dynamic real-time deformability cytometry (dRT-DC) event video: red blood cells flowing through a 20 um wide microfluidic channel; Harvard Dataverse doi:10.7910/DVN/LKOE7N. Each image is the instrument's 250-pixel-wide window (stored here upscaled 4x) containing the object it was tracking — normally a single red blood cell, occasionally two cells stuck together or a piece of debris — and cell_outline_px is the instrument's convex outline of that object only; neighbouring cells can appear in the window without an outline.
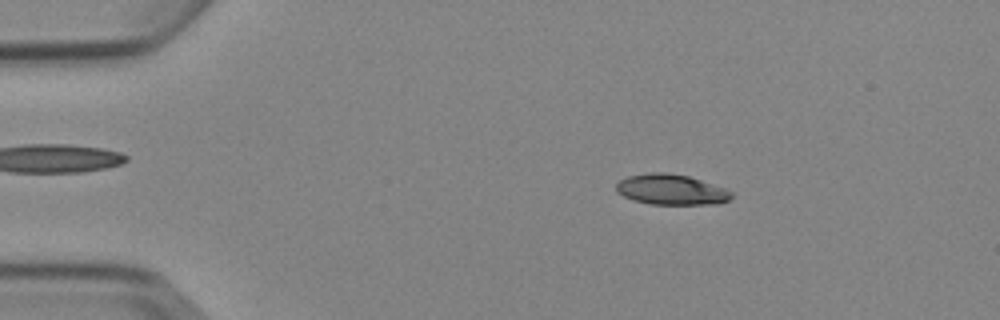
{"species": "Egyptian fruit bat (a non-hibernating species)", "species_latin": "Rousettus aegyptiacus", "temperature_condition": "cold", "stored_images_in_passage": 4, "camera_frame_rate_fps": 3000, "um_per_image_px": 0.085, "animal": {"sex": "female"}, "frame": {"image": 1, "passage_image": 2, "time_ms": 1.0, "image_size_px": [1000, 320], "cell_outline_px": [[732, 196], [728, 200], [720, 204], [652, 204], [632, 200], [616, 192], [616, 184], [620, 180], [628, 176], [652, 172], [668, 172], [688, 176], [724, 188], [732, 192]], "centroid_in_image_um": [57.03, 16.11], "position_along_channel_um": 28.0, "area_um2": 20.4}}
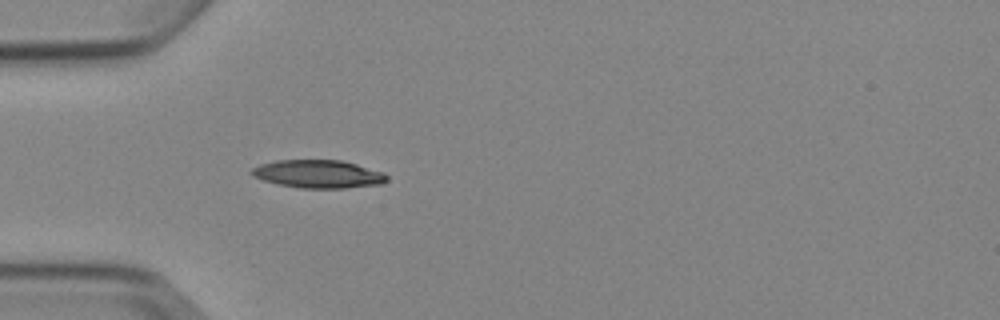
{"frame": {"image": 2, "passage_image": 4, "time_ms": 3.333, "image_size_px": [1000, 320], "cell_outline_px": [[388, 180], [380, 184], [344, 188], [300, 188], [280, 184], [264, 180], [252, 176], [248, 172], [252, 168], [260, 164], [276, 160], [340, 160], [356, 164], [384, 172], [388, 176]], "centroid_in_image_um": [27.04, 14.78], "position_along_channel_um": 58.0, "area_um2": 22.08}}